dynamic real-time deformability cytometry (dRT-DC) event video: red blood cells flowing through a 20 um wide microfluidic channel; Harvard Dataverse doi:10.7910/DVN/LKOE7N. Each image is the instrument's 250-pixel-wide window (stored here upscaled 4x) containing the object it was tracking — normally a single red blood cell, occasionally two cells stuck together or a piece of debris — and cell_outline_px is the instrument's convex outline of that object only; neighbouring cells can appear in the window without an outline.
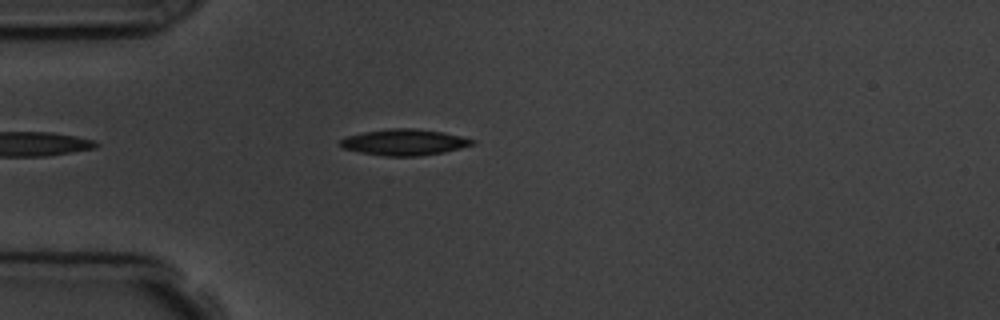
{"species": "common noctule bat (a hibernating species)", "species_latin": "Nyctalus noctula", "temperature_condition": "room temperature", "stored_images_in_passage": 3, "camera_frame_rate_fps": 3000, "um_per_image_px": 0.085, "animal": {"sex": "male", "body_mass_g": 19.5, "forearm_length_mm": 54.6}, "frame": {"image": 1, "passage_image": 3, "time_ms": 2.333, "image_size_px": [1000, 320], "cell_outline_px": [[476, 144], [444, 152], [416, 156], [384, 156], [360, 152], [344, 148], [340, 144], [340, 140], [344, 136], [364, 132], [392, 128], [416, 128], [444, 132], [476, 140]], "centroid_in_image_um": [34.38, 12.08], "position_along_channel_um": 50.6, "area_um2": 20.11}}